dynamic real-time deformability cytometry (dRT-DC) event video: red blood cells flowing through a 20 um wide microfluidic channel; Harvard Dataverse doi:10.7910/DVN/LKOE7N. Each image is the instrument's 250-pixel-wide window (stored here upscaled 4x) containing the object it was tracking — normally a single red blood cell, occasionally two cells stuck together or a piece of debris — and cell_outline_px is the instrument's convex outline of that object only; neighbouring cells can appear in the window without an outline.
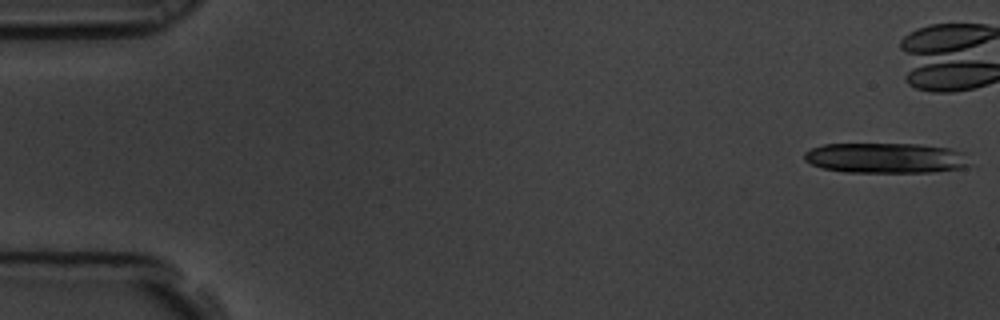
{"species": "common noctule bat (a hibernating species)", "species_latin": "Nyctalus noctula", "temperature_condition": "room temperature", "stored_images_in_passage": 16, "camera_frame_rate_fps": 3000, "um_per_image_px": 0.085, "animal": {"sex": "male", "body_mass_g": 19.5, "forearm_length_mm": 54.6}, "frame": {"image": 1, "passage_image": 1, "time_ms": 0.0, "image_size_px": [1000, 320], "cell_outline_px": [[968, 164], [964, 168], [932, 172], [844, 172], [820, 168], [804, 160], [804, 152], [812, 148], [824, 144], [920, 144], [948, 148], [964, 152]], "centroid_in_image_um": [75.26, 13.43], "position_along_channel_um": 9.7, "area_um2": 29.25}}